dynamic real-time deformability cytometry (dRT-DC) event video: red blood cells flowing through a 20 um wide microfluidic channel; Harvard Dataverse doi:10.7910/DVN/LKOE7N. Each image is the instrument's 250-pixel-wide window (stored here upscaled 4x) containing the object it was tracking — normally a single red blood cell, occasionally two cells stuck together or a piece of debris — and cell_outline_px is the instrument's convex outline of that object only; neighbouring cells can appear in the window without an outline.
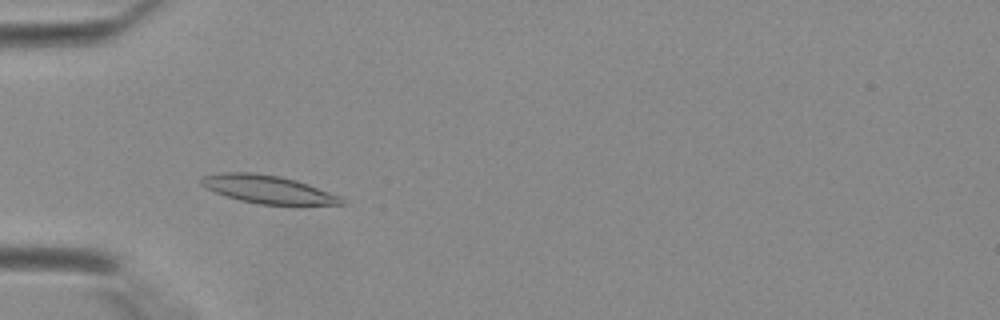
{"species": "Egyptian fruit bat (a non-hibernating species)", "species_latin": "Rousettus aegyptiacus", "temperature_condition": "warm", "stored_images_in_passage": 27, "camera_frame_rate_fps": 3000, "um_per_image_px": 0.085, "animal": {"sex": "female"}, "frame": {"image": 1, "passage_image": 6, "time_ms": 1.667, "image_size_px": [1000, 320], "cell_outline_px": [[344, 204], [260, 204], [240, 200], [216, 192], [200, 184], [200, 180], [204, 176], [224, 172], [252, 172], [280, 176], [296, 180], [308, 184], [340, 196], [344, 200]], "centroid_in_image_um": [22.77, 16.08], "position_along_channel_um": 62.2, "area_um2": 22.43}}
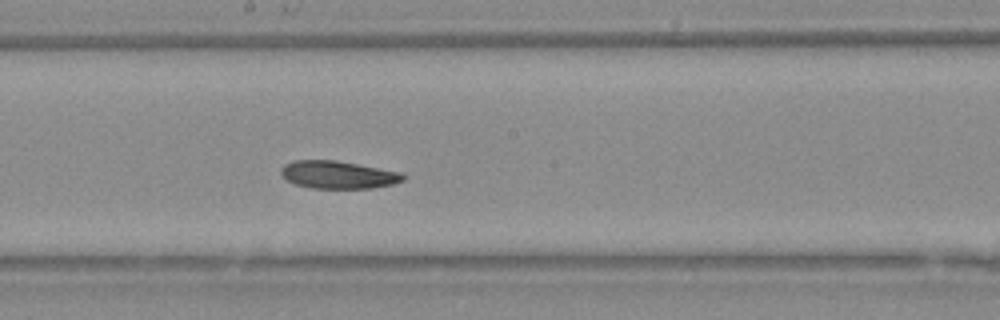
{"frame": {"image": 2, "passage_image": 16, "time_ms": 5.0, "image_size_px": [1000, 320], "cell_outline_px": [[404, 180], [392, 184], [372, 188], [312, 188], [296, 184], [288, 180], [280, 172], [280, 168], [284, 164], [292, 160], [336, 160], [400, 172], [404, 176]], "centroid_in_image_um": [28.71, 14.84], "position_along_channel_um": 219.5, "area_um2": 19.54}}
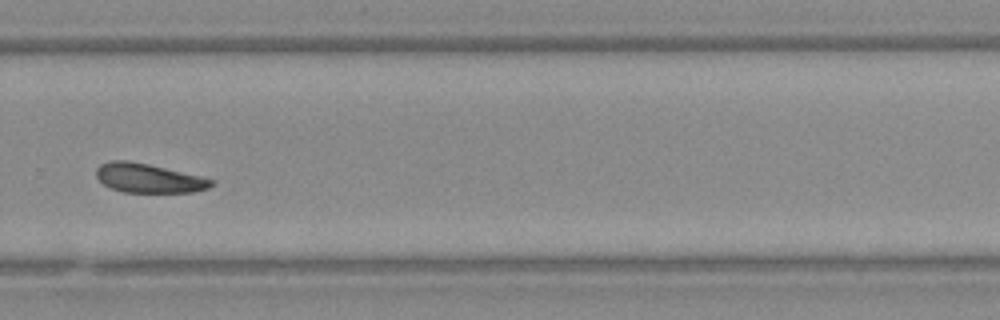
{"frame": {"image": 3, "passage_image": 22, "time_ms": 7.0, "image_size_px": [1000, 320], "cell_outline_px": [[216, 184], [208, 188], [192, 192], [124, 192], [112, 188], [104, 184], [96, 176], [96, 168], [100, 164], [112, 160], [128, 160], [148, 164], [200, 176], [212, 180]], "centroid_in_image_um": [12.62, 15.14], "position_along_channel_um": 317.2, "area_um2": 19.36}}